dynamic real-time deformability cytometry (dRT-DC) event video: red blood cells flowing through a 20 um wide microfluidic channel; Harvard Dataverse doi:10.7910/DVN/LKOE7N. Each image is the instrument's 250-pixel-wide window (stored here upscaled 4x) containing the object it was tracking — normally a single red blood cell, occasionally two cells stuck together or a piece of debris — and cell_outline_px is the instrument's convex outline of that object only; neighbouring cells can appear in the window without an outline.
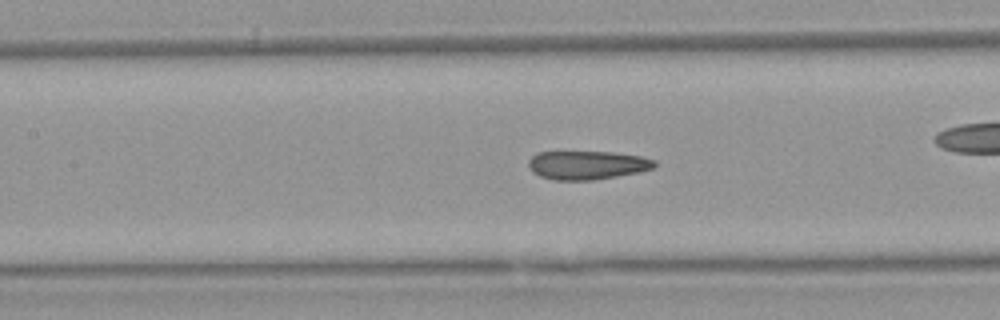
{"species": "Egyptian fruit bat (a non-hibernating species)", "species_latin": "Rousettus aegyptiacus", "temperature_condition": "warm", "stored_images_in_passage": 52, "camera_frame_rate_fps": 3000, "um_per_image_px": 0.085, "animal": {"sex": "female"}, "frame": {"image": 1, "passage_image": 23, "time_ms": 7.333, "image_size_px": [1000, 320], "cell_outline_px": [[656, 164], [652, 168], [640, 172], [592, 180], [552, 180], [540, 176], [532, 172], [528, 168], [528, 160], [536, 152], [612, 152], [640, 156], [656, 160]], "centroid_in_image_um": [49.87, 14.03], "position_along_channel_um": 157.5, "area_um2": 21.1}, "authors_computed_cell_mechanics": {"area_um2": 21.7906, "velocity_mm_per_s": 3.9342, "shape_relaxation_time_tau1_ms": null, "shape_relaxation_time_tau2_ms": 3.6629, "deformation_change_tau1": null, "deformation_change_tau2": 0.1121}}